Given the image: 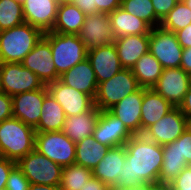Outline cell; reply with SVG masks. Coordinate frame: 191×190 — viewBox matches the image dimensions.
<instances>
[{
	"label": "cell",
	"instance_id": "obj_1",
	"mask_svg": "<svg viewBox=\"0 0 191 190\" xmlns=\"http://www.w3.org/2000/svg\"><path fill=\"white\" fill-rule=\"evenodd\" d=\"M124 146L126 159L115 186L133 188L159 181L163 164L162 145L149 140L143 134H136Z\"/></svg>",
	"mask_w": 191,
	"mask_h": 190
},
{
	"label": "cell",
	"instance_id": "obj_2",
	"mask_svg": "<svg viewBox=\"0 0 191 190\" xmlns=\"http://www.w3.org/2000/svg\"><path fill=\"white\" fill-rule=\"evenodd\" d=\"M43 35L26 22L0 31V63H21Z\"/></svg>",
	"mask_w": 191,
	"mask_h": 190
},
{
	"label": "cell",
	"instance_id": "obj_3",
	"mask_svg": "<svg viewBox=\"0 0 191 190\" xmlns=\"http://www.w3.org/2000/svg\"><path fill=\"white\" fill-rule=\"evenodd\" d=\"M33 127L17 118H9L0 123V157L17 162L35 149Z\"/></svg>",
	"mask_w": 191,
	"mask_h": 190
},
{
	"label": "cell",
	"instance_id": "obj_4",
	"mask_svg": "<svg viewBox=\"0 0 191 190\" xmlns=\"http://www.w3.org/2000/svg\"><path fill=\"white\" fill-rule=\"evenodd\" d=\"M44 35L49 39L53 62L59 76L87 58L86 47L78 35L52 31L45 32Z\"/></svg>",
	"mask_w": 191,
	"mask_h": 190
},
{
	"label": "cell",
	"instance_id": "obj_5",
	"mask_svg": "<svg viewBox=\"0 0 191 190\" xmlns=\"http://www.w3.org/2000/svg\"><path fill=\"white\" fill-rule=\"evenodd\" d=\"M139 88L132 69L123 68L109 80L98 84L94 104L100 111L109 110Z\"/></svg>",
	"mask_w": 191,
	"mask_h": 190
},
{
	"label": "cell",
	"instance_id": "obj_6",
	"mask_svg": "<svg viewBox=\"0 0 191 190\" xmlns=\"http://www.w3.org/2000/svg\"><path fill=\"white\" fill-rule=\"evenodd\" d=\"M18 168L30 181V184L59 185L63 167L36 149L16 162Z\"/></svg>",
	"mask_w": 191,
	"mask_h": 190
},
{
	"label": "cell",
	"instance_id": "obj_7",
	"mask_svg": "<svg viewBox=\"0 0 191 190\" xmlns=\"http://www.w3.org/2000/svg\"><path fill=\"white\" fill-rule=\"evenodd\" d=\"M35 149L62 167L75 164L76 143L62 131L36 132Z\"/></svg>",
	"mask_w": 191,
	"mask_h": 190
},
{
	"label": "cell",
	"instance_id": "obj_8",
	"mask_svg": "<svg viewBox=\"0 0 191 190\" xmlns=\"http://www.w3.org/2000/svg\"><path fill=\"white\" fill-rule=\"evenodd\" d=\"M149 52L160 62L163 69L180 67L183 48L172 31L161 26L151 28Z\"/></svg>",
	"mask_w": 191,
	"mask_h": 190
},
{
	"label": "cell",
	"instance_id": "obj_9",
	"mask_svg": "<svg viewBox=\"0 0 191 190\" xmlns=\"http://www.w3.org/2000/svg\"><path fill=\"white\" fill-rule=\"evenodd\" d=\"M0 82L2 92L15 96L34 91L45 86L42 80L22 63H0Z\"/></svg>",
	"mask_w": 191,
	"mask_h": 190
},
{
	"label": "cell",
	"instance_id": "obj_10",
	"mask_svg": "<svg viewBox=\"0 0 191 190\" xmlns=\"http://www.w3.org/2000/svg\"><path fill=\"white\" fill-rule=\"evenodd\" d=\"M191 84V76L181 67L163 69L153 90L166 99L173 107H179Z\"/></svg>",
	"mask_w": 191,
	"mask_h": 190
},
{
	"label": "cell",
	"instance_id": "obj_11",
	"mask_svg": "<svg viewBox=\"0 0 191 190\" xmlns=\"http://www.w3.org/2000/svg\"><path fill=\"white\" fill-rule=\"evenodd\" d=\"M189 126V120L179 107H174L158 122L147 128L143 135L158 145L175 141Z\"/></svg>",
	"mask_w": 191,
	"mask_h": 190
},
{
	"label": "cell",
	"instance_id": "obj_12",
	"mask_svg": "<svg viewBox=\"0 0 191 190\" xmlns=\"http://www.w3.org/2000/svg\"><path fill=\"white\" fill-rule=\"evenodd\" d=\"M48 93L63 108L65 116L79 115L91 110L95 104L94 99L81 91H78L59 79L46 85Z\"/></svg>",
	"mask_w": 191,
	"mask_h": 190
},
{
	"label": "cell",
	"instance_id": "obj_13",
	"mask_svg": "<svg viewBox=\"0 0 191 190\" xmlns=\"http://www.w3.org/2000/svg\"><path fill=\"white\" fill-rule=\"evenodd\" d=\"M21 63L25 68L35 73L45 85L60 78L53 62L49 39L45 35L42 36Z\"/></svg>",
	"mask_w": 191,
	"mask_h": 190
},
{
	"label": "cell",
	"instance_id": "obj_14",
	"mask_svg": "<svg viewBox=\"0 0 191 190\" xmlns=\"http://www.w3.org/2000/svg\"><path fill=\"white\" fill-rule=\"evenodd\" d=\"M78 36L87 51L115 41L108 14L100 12L86 15Z\"/></svg>",
	"mask_w": 191,
	"mask_h": 190
},
{
	"label": "cell",
	"instance_id": "obj_15",
	"mask_svg": "<svg viewBox=\"0 0 191 190\" xmlns=\"http://www.w3.org/2000/svg\"><path fill=\"white\" fill-rule=\"evenodd\" d=\"M48 94L46 85L34 91L12 96L13 117L35 128L42 114L43 100Z\"/></svg>",
	"mask_w": 191,
	"mask_h": 190
},
{
	"label": "cell",
	"instance_id": "obj_16",
	"mask_svg": "<svg viewBox=\"0 0 191 190\" xmlns=\"http://www.w3.org/2000/svg\"><path fill=\"white\" fill-rule=\"evenodd\" d=\"M133 136L121 120L109 110L100 111L98 122L93 132L95 140L111 148L125 143Z\"/></svg>",
	"mask_w": 191,
	"mask_h": 190
},
{
	"label": "cell",
	"instance_id": "obj_17",
	"mask_svg": "<svg viewBox=\"0 0 191 190\" xmlns=\"http://www.w3.org/2000/svg\"><path fill=\"white\" fill-rule=\"evenodd\" d=\"M59 3L58 0H25L22 5L25 22L43 33L52 31Z\"/></svg>",
	"mask_w": 191,
	"mask_h": 190
},
{
	"label": "cell",
	"instance_id": "obj_18",
	"mask_svg": "<svg viewBox=\"0 0 191 190\" xmlns=\"http://www.w3.org/2000/svg\"><path fill=\"white\" fill-rule=\"evenodd\" d=\"M87 58L95 72L98 84L109 80L123 69L114 43L87 51Z\"/></svg>",
	"mask_w": 191,
	"mask_h": 190
},
{
	"label": "cell",
	"instance_id": "obj_19",
	"mask_svg": "<svg viewBox=\"0 0 191 190\" xmlns=\"http://www.w3.org/2000/svg\"><path fill=\"white\" fill-rule=\"evenodd\" d=\"M142 100L143 88L140 87L109 109L133 135L141 134Z\"/></svg>",
	"mask_w": 191,
	"mask_h": 190
},
{
	"label": "cell",
	"instance_id": "obj_20",
	"mask_svg": "<svg viewBox=\"0 0 191 190\" xmlns=\"http://www.w3.org/2000/svg\"><path fill=\"white\" fill-rule=\"evenodd\" d=\"M59 80L67 86L90 95L95 99L98 82L88 58L63 73Z\"/></svg>",
	"mask_w": 191,
	"mask_h": 190
},
{
	"label": "cell",
	"instance_id": "obj_21",
	"mask_svg": "<svg viewBox=\"0 0 191 190\" xmlns=\"http://www.w3.org/2000/svg\"><path fill=\"white\" fill-rule=\"evenodd\" d=\"M120 64L132 69L136 62L149 51V34L125 35L114 41Z\"/></svg>",
	"mask_w": 191,
	"mask_h": 190
},
{
	"label": "cell",
	"instance_id": "obj_22",
	"mask_svg": "<svg viewBox=\"0 0 191 190\" xmlns=\"http://www.w3.org/2000/svg\"><path fill=\"white\" fill-rule=\"evenodd\" d=\"M126 159L125 146L111 147L104 158L92 170L93 176L108 186L115 185Z\"/></svg>",
	"mask_w": 191,
	"mask_h": 190
},
{
	"label": "cell",
	"instance_id": "obj_23",
	"mask_svg": "<svg viewBox=\"0 0 191 190\" xmlns=\"http://www.w3.org/2000/svg\"><path fill=\"white\" fill-rule=\"evenodd\" d=\"M174 107L152 88H143L141 111V134L154 123L158 122Z\"/></svg>",
	"mask_w": 191,
	"mask_h": 190
},
{
	"label": "cell",
	"instance_id": "obj_24",
	"mask_svg": "<svg viewBox=\"0 0 191 190\" xmlns=\"http://www.w3.org/2000/svg\"><path fill=\"white\" fill-rule=\"evenodd\" d=\"M100 110L94 106L91 110L79 115H71L65 118L62 132L74 143L93 135Z\"/></svg>",
	"mask_w": 191,
	"mask_h": 190
},
{
	"label": "cell",
	"instance_id": "obj_25",
	"mask_svg": "<svg viewBox=\"0 0 191 190\" xmlns=\"http://www.w3.org/2000/svg\"><path fill=\"white\" fill-rule=\"evenodd\" d=\"M114 38L125 35L150 34L151 27L139 17L126 12L122 7L108 14Z\"/></svg>",
	"mask_w": 191,
	"mask_h": 190
},
{
	"label": "cell",
	"instance_id": "obj_26",
	"mask_svg": "<svg viewBox=\"0 0 191 190\" xmlns=\"http://www.w3.org/2000/svg\"><path fill=\"white\" fill-rule=\"evenodd\" d=\"M86 14L70 2L59 3L52 32L78 35Z\"/></svg>",
	"mask_w": 191,
	"mask_h": 190
},
{
	"label": "cell",
	"instance_id": "obj_27",
	"mask_svg": "<svg viewBox=\"0 0 191 190\" xmlns=\"http://www.w3.org/2000/svg\"><path fill=\"white\" fill-rule=\"evenodd\" d=\"M65 113L61 105L48 93L43 100L42 114L36 132L62 131Z\"/></svg>",
	"mask_w": 191,
	"mask_h": 190
},
{
	"label": "cell",
	"instance_id": "obj_28",
	"mask_svg": "<svg viewBox=\"0 0 191 190\" xmlns=\"http://www.w3.org/2000/svg\"><path fill=\"white\" fill-rule=\"evenodd\" d=\"M109 147L94 139L93 135L76 143L75 164L93 170L104 158Z\"/></svg>",
	"mask_w": 191,
	"mask_h": 190
},
{
	"label": "cell",
	"instance_id": "obj_29",
	"mask_svg": "<svg viewBox=\"0 0 191 190\" xmlns=\"http://www.w3.org/2000/svg\"><path fill=\"white\" fill-rule=\"evenodd\" d=\"M163 67L148 51L133 66L132 72L140 87L151 89L162 75Z\"/></svg>",
	"mask_w": 191,
	"mask_h": 190
},
{
	"label": "cell",
	"instance_id": "obj_30",
	"mask_svg": "<svg viewBox=\"0 0 191 190\" xmlns=\"http://www.w3.org/2000/svg\"><path fill=\"white\" fill-rule=\"evenodd\" d=\"M163 148V164L159 174V181L171 183L186 166L185 157H181L178 152V138Z\"/></svg>",
	"mask_w": 191,
	"mask_h": 190
},
{
	"label": "cell",
	"instance_id": "obj_31",
	"mask_svg": "<svg viewBox=\"0 0 191 190\" xmlns=\"http://www.w3.org/2000/svg\"><path fill=\"white\" fill-rule=\"evenodd\" d=\"M92 176V170L86 167L77 164L64 166L59 184L60 190H80Z\"/></svg>",
	"mask_w": 191,
	"mask_h": 190
},
{
	"label": "cell",
	"instance_id": "obj_32",
	"mask_svg": "<svg viewBox=\"0 0 191 190\" xmlns=\"http://www.w3.org/2000/svg\"><path fill=\"white\" fill-rule=\"evenodd\" d=\"M121 7L126 12L144 20L151 28L161 24V20L155 14L151 0H122Z\"/></svg>",
	"mask_w": 191,
	"mask_h": 190
},
{
	"label": "cell",
	"instance_id": "obj_33",
	"mask_svg": "<svg viewBox=\"0 0 191 190\" xmlns=\"http://www.w3.org/2000/svg\"><path fill=\"white\" fill-rule=\"evenodd\" d=\"M191 24V10L186 3H179L162 19L160 26L176 32Z\"/></svg>",
	"mask_w": 191,
	"mask_h": 190
},
{
	"label": "cell",
	"instance_id": "obj_34",
	"mask_svg": "<svg viewBox=\"0 0 191 190\" xmlns=\"http://www.w3.org/2000/svg\"><path fill=\"white\" fill-rule=\"evenodd\" d=\"M24 22L20 3L14 0H0V31L11 29Z\"/></svg>",
	"mask_w": 191,
	"mask_h": 190
},
{
	"label": "cell",
	"instance_id": "obj_35",
	"mask_svg": "<svg viewBox=\"0 0 191 190\" xmlns=\"http://www.w3.org/2000/svg\"><path fill=\"white\" fill-rule=\"evenodd\" d=\"M30 181L16 165L10 172L5 190H28Z\"/></svg>",
	"mask_w": 191,
	"mask_h": 190
},
{
	"label": "cell",
	"instance_id": "obj_36",
	"mask_svg": "<svg viewBox=\"0 0 191 190\" xmlns=\"http://www.w3.org/2000/svg\"><path fill=\"white\" fill-rule=\"evenodd\" d=\"M178 152L191 165V128L190 126L178 137Z\"/></svg>",
	"mask_w": 191,
	"mask_h": 190
},
{
	"label": "cell",
	"instance_id": "obj_37",
	"mask_svg": "<svg viewBox=\"0 0 191 190\" xmlns=\"http://www.w3.org/2000/svg\"><path fill=\"white\" fill-rule=\"evenodd\" d=\"M171 183L175 190H191V165L186 166Z\"/></svg>",
	"mask_w": 191,
	"mask_h": 190
},
{
	"label": "cell",
	"instance_id": "obj_38",
	"mask_svg": "<svg viewBox=\"0 0 191 190\" xmlns=\"http://www.w3.org/2000/svg\"><path fill=\"white\" fill-rule=\"evenodd\" d=\"M156 16L162 19L170 12L177 4L176 0H151Z\"/></svg>",
	"mask_w": 191,
	"mask_h": 190
},
{
	"label": "cell",
	"instance_id": "obj_39",
	"mask_svg": "<svg viewBox=\"0 0 191 190\" xmlns=\"http://www.w3.org/2000/svg\"><path fill=\"white\" fill-rule=\"evenodd\" d=\"M12 96L0 92V123L6 119L12 118Z\"/></svg>",
	"mask_w": 191,
	"mask_h": 190
},
{
	"label": "cell",
	"instance_id": "obj_40",
	"mask_svg": "<svg viewBox=\"0 0 191 190\" xmlns=\"http://www.w3.org/2000/svg\"><path fill=\"white\" fill-rule=\"evenodd\" d=\"M15 166V161L0 157V190H5L9 174Z\"/></svg>",
	"mask_w": 191,
	"mask_h": 190
},
{
	"label": "cell",
	"instance_id": "obj_41",
	"mask_svg": "<svg viewBox=\"0 0 191 190\" xmlns=\"http://www.w3.org/2000/svg\"><path fill=\"white\" fill-rule=\"evenodd\" d=\"M122 0H95V4L97 5V13H105L110 14L116 8L121 7Z\"/></svg>",
	"mask_w": 191,
	"mask_h": 190
},
{
	"label": "cell",
	"instance_id": "obj_42",
	"mask_svg": "<svg viewBox=\"0 0 191 190\" xmlns=\"http://www.w3.org/2000/svg\"><path fill=\"white\" fill-rule=\"evenodd\" d=\"M175 35L183 49L191 47V24L176 31Z\"/></svg>",
	"mask_w": 191,
	"mask_h": 190
},
{
	"label": "cell",
	"instance_id": "obj_43",
	"mask_svg": "<svg viewBox=\"0 0 191 190\" xmlns=\"http://www.w3.org/2000/svg\"><path fill=\"white\" fill-rule=\"evenodd\" d=\"M86 15L97 13V5L95 0H71Z\"/></svg>",
	"mask_w": 191,
	"mask_h": 190
},
{
	"label": "cell",
	"instance_id": "obj_44",
	"mask_svg": "<svg viewBox=\"0 0 191 190\" xmlns=\"http://www.w3.org/2000/svg\"><path fill=\"white\" fill-rule=\"evenodd\" d=\"M80 190H109V186L103 183L98 178L92 176L89 178L87 183H85L84 187Z\"/></svg>",
	"mask_w": 191,
	"mask_h": 190
},
{
	"label": "cell",
	"instance_id": "obj_45",
	"mask_svg": "<svg viewBox=\"0 0 191 190\" xmlns=\"http://www.w3.org/2000/svg\"><path fill=\"white\" fill-rule=\"evenodd\" d=\"M183 115L190 120L191 119V84L188 88V92L185 94L184 100L179 106Z\"/></svg>",
	"mask_w": 191,
	"mask_h": 190
},
{
	"label": "cell",
	"instance_id": "obj_46",
	"mask_svg": "<svg viewBox=\"0 0 191 190\" xmlns=\"http://www.w3.org/2000/svg\"><path fill=\"white\" fill-rule=\"evenodd\" d=\"M180 67L191 76V47L183 49Z\"/></svg>",
	"mask_w": 191,
	"mask_h": 190
},
{
	"label": "cell",
	"instance_id": "obj_47",
	"mask_svg": "<svg viewBox=\"0 0 191 190\" xmlns=\"http://www.w3.org/2000/svg\"><path fill=\"white\" fill-rule=\"evenodd\" d=\"M149 190H175L172 186V183L156 181L149 182Z\"/></svg>",
	"mask_w": 191,
	"mask_h": 190
},
{
	"label": "cell",
	"instance_id": "obj_48",
	"mask_svg": "<svg viewBox=\"0 0 191 190\" xmlns=\"http://www.w3.org/2000/svg\"><path fill=\"white\" fill-rule=\"evenodd\" d=\"M28 190H60L59 185H39V184H30Z\"/></svg>",
	"mask_w": 191,
	"mask_h": 190
},
{
	"label": "cell",
	"instance_id": "obj_49",
	"mask_svg": "<svg viewBox=\"0 0 191 190\" xmlns=\"http://www.w3.org/2000/svg\"><path fill=\"white\" fill-rule=\"evenodd\" d=\"M109 190H149V183H145L141 186H135L133 188L117 187L115 185L109 186Z\"/></svg>",
	"mask_w": 191,
	"mask_h": 190
},
{
	"label": "cell",
	"instance_id": "obj_50",
	"mask_svg": "<svg viewBox=\"0 0 191 190\" xmlns=\"http://www.w3.org/2000/svg\"><path fill=\"white\" fill-rule=\"evenodd\" d=\"M16 1L17 3H20L21 5H23V3L25 2V0H14Z\"/></svg>",
	"mask_w": 191,
	"mask_h": 190
},
{
	"label": "cell",
	"instance_id": "obj_51",
	"mask_svg": "<svg viewBox=\"0 0 191 190\" xmlns=\"http://www.w3.org/2000/svg\"><path fill=\"white\" fill-rule=\"evenodd\" d=\"M186 4L190 8V10H191V0L187 1Z\"/></svg>",
	"mask_w": 191,
	"mask_h": 190
},
{
	"label": "cell",
	"instance_id": "obj_52",
	"mask_svg": "<svg viewBox=\"0 0 191 190\" xmlns=\"http://www.w3.org/2000/svg\"><path fill=\"white\" fill-rule=\"evenodd\" d=\"M176 1L179 2V3H186L189 0H176Z\"/></svg>",
	"mask_w": 191,
	"mask_h": 190
},
{
	"label": "cell",
	"instance_id": "obj_53",
	"mask_svg": "<svg viewBox=\"0 0 191 190\" xmlns=\"http://www.w3.org/2000/svg\"><path fill=\"white\" fill-rule=\"evenodd\" d=\"M60 3L61 2H70L71 0H58Z\"/></svg>",
	"mask_w": 191,
	"mask_h": 190
}]
</instances>
